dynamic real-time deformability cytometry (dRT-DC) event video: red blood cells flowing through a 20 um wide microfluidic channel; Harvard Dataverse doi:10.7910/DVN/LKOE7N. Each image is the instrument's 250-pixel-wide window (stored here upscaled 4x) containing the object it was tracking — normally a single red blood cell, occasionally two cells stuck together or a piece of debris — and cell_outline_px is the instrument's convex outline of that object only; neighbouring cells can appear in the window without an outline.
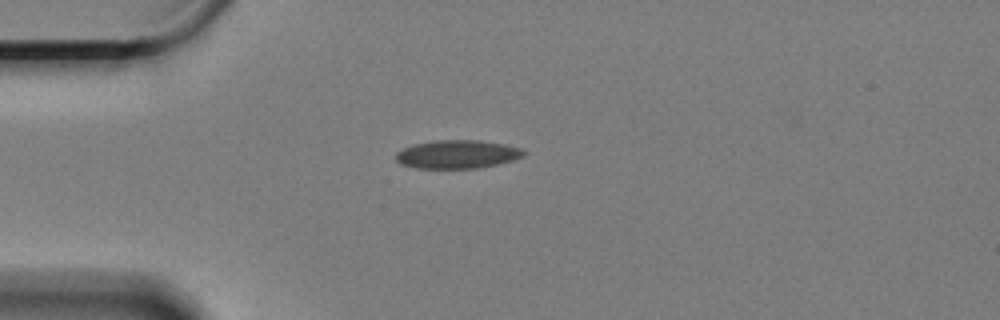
{"species": "Egyptian fruit bat (a non-hibernating species)", "species_latin": "Rousettus aegyptiacus", "temperature_condition": "cold", "stored_images_in_passage": 9, "camera_frame_rate_fps": 3000, "um_per_image_px": 0.085, "animal": {"sex": "female"}, "frame": {"image": 1, "passage_image": 1, "time_ms": 0.0, "image_size_px": [1000, 320], "cell_outline_px": [[528, 152], [524, 156], [512, 160], [480, 168], [416, 168], [400, 164], [396, 160], [396, 152], [412, 144], [436, 140], [480, 140], [504, 144], [520, 148]], "centroid_in_image_um": [38.87, 13.11], "position_along_channel_um": 46.1, "area_um2": 21.21}}